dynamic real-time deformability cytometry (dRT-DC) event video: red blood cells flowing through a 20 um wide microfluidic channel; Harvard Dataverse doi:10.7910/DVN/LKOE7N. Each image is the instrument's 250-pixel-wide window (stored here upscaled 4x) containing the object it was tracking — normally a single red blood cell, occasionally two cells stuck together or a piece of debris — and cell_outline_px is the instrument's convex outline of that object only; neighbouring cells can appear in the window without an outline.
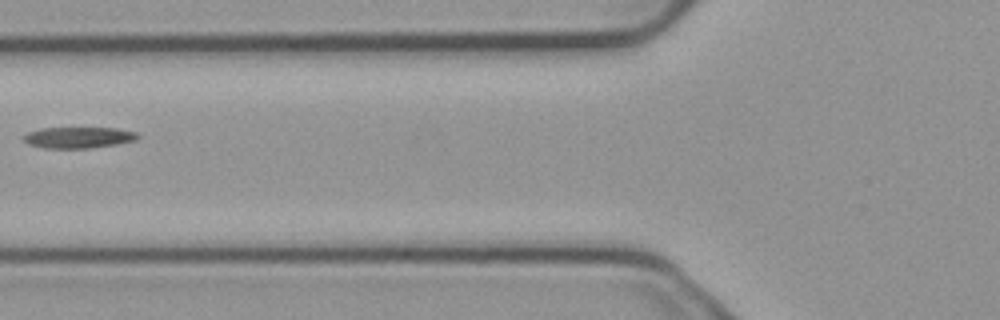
{"species": "common noctule bat (a hibernating species)", "species_latin": "Nyctalus noctula", "temperature_condition": "cold", "stored_images_in_passage": 5, "camera_frame_rate_fps": 3000, "um_per_image_px": 0.085, "animal": {"sex": "male", "body_mass_g": 23.1, "forearm_length_mm": 52.7}, "frame": {"image": 1, "passage_image": 5, "time_ms": 1.333, "image_size_px": [1000, 320], "cell_outline_px": [[140, 136], [132, 140], [116, 144], [88, 148], [44, 148], [28, 144], [24, 140], [24, 136], [28, 132], [40, 128], [116, 128], [136, 132]], "centroid_in_image_um": [6.63, 11.68], "position_along_channel_um": 119.2, "area_um2": 13.87}}